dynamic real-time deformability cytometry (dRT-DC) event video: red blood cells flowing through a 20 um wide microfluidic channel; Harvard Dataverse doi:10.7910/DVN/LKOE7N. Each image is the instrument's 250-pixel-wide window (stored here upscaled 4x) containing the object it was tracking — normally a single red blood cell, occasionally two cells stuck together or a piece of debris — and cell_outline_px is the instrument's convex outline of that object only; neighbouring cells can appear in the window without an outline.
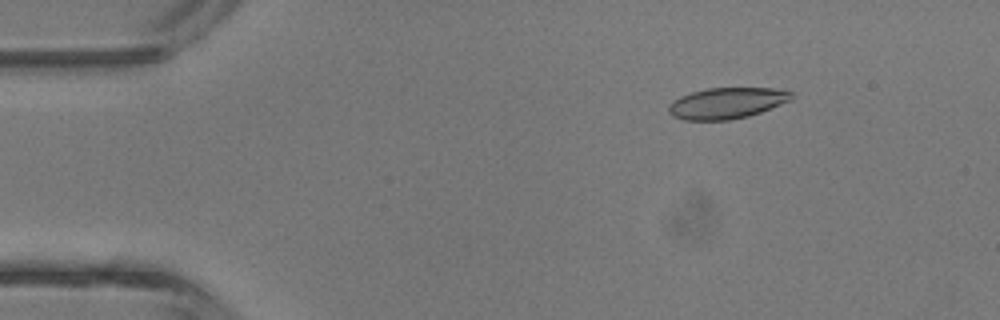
{"species": "common noctule bat (a hibernating species)", "species_latin": "Nyctalus noctula", "temperature_condition": "room temperature", "stored_images_in_passage": 4, "camera_frame_rate_fps": 3000, "um_per_image_px": 0.085, "animal": {"sex": "male", "body_mass_g": 13.3}, "frame": {"image": 1, "passage_image": 2, "time_ms": 1.0, "image_size_px": [1000, 320], "cell_outline_px": [[792, 100], [760, 112], [748, 116], [728, 120], [684, 120], [672, 116], [668, 112], [668, 104], [672, 100], [680, 96], [692, 92], [708, 88], [772, 88], [792, 92]], "centroid_in_image_um": [61.74, 8.77], "position_along_channel_um": 23.3, "area_um2": 22.25}}
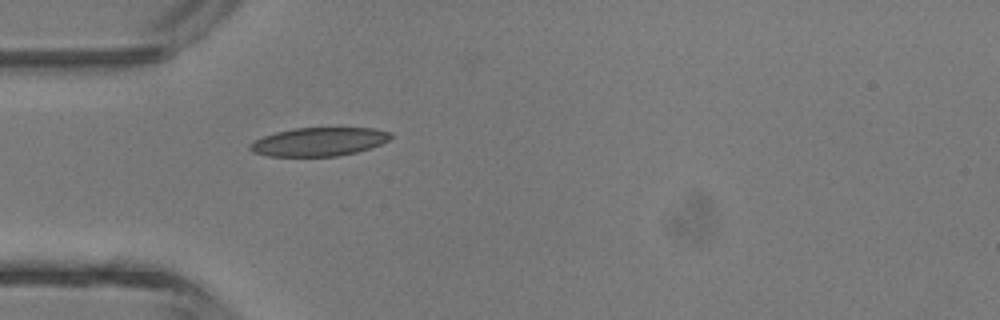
{"frame": {"image": 2, "passage_image": 4, "time_ms": 3.333, "image_size_px": [1000, 320], "cell_outline_px": [[392, 136], [388, 140], [380, 144], [356, 152], [336, 156], [268, 156], [252, 152], [248, 148], [248, 144], [252, 140], [276, 132], [292, 128], [372, 128], [392, 132]], "centroid_in_image_um": [27.05, 12.04], "position_along_channel_um": 57.9, "area_um2": 23.41}}